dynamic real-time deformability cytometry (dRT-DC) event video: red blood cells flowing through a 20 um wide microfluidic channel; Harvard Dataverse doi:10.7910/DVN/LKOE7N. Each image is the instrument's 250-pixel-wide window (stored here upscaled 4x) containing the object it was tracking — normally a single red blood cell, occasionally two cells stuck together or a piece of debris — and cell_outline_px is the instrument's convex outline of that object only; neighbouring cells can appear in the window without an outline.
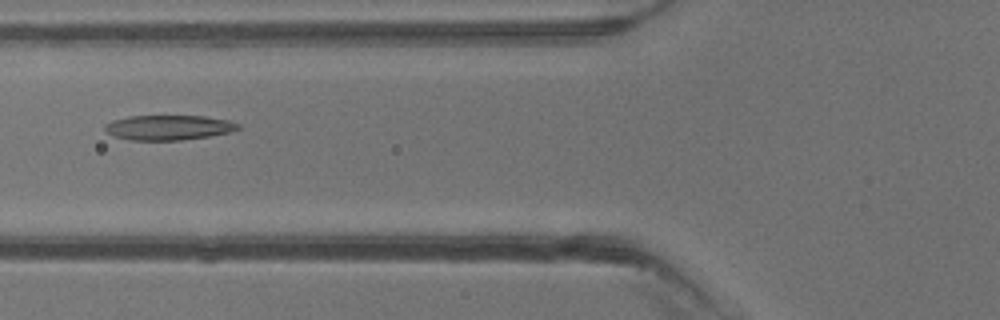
{"species": "common noctule bat (a hibernating species)", "species_latin": "Nyctalus noctula", "temperature_condition": "warm", "stored_images_in_passage": 3, "camera_frame_rate_fps": 3000, "um_per_image_px": 0.085, "animal": {"sex": "male", "body_mass_g": 13.3}, "frame": {"image": 1, "passage_image": 3, "time_ms": 2.333, "image_size_px": [1000, 320], "cell_outline_px": [[240, 128], [228, 132], [208, 136], [180, 140], [132, 140], [116, 136], [108, 132], [104, 128], [104, 124], [112, 120], [128, 116], [204, 116], [228, 120], [240, 124]], "centroid_in_image_um": [14.32, 10.83], "position_along_channel_um": 111.5, "area_um2": 19.13}}